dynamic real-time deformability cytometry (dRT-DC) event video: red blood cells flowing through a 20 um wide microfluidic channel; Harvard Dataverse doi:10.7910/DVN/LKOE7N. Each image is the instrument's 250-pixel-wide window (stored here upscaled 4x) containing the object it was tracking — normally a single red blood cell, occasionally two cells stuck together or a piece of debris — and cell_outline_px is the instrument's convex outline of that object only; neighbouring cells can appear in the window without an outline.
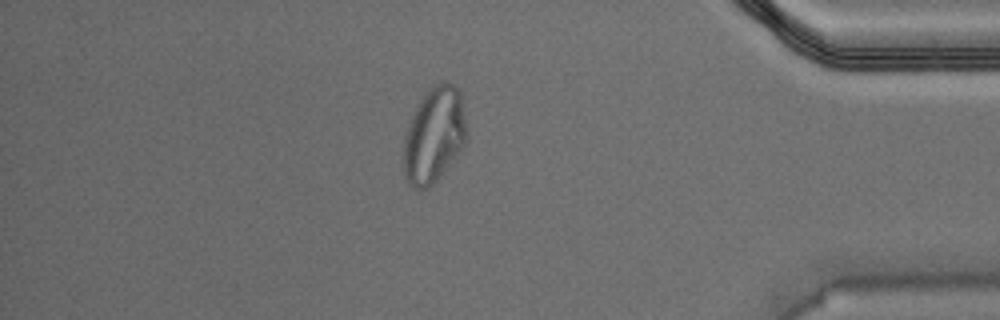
{"species": "Egyptian fruit bat (a non-hibernating species)", "species_latin": "Rousettus aegyptiacus", "temperature_condition": "warm", "stored_images_in_passage": 46, "camera_frame_rate_fps": 3000, "um_per_image_px": 0.085, "animal": {"sex": "male"}, "frame": {"image": 1, "passage_image": 40, "time_ms": 13.0, "image_size_px": [1000, 320], "cell_outline_px": [[468, 140], [456, 160], [428, 188], [416, 192], [408, 184], [400, 160], [404, 136], [408, 124], [416, 104], [440, 80], [448, 80], [460, 92]], "centroid_in_image_um": [36.87, 11.56], "position_along_channel_um": 398.3, "area_um2": 36.13}}